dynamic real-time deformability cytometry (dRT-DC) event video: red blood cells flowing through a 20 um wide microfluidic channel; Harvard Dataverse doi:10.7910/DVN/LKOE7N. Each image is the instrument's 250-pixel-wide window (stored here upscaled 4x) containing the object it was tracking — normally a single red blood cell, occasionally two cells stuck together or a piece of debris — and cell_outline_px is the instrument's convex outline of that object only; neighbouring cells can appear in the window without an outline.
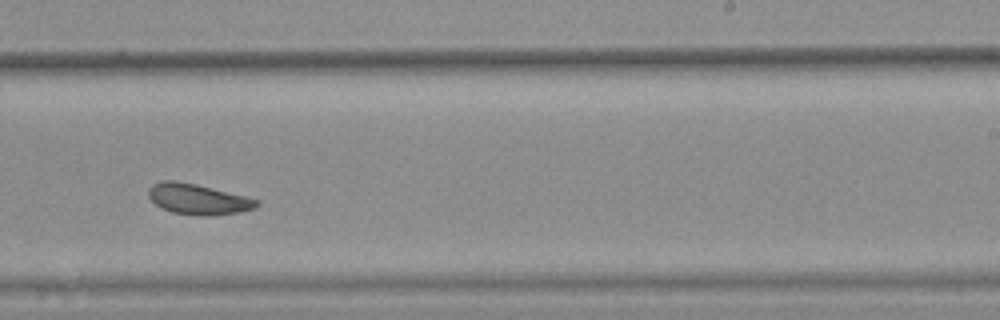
{"species": "common noctule bat (a hibernating species)", "species_latin": "Nyctalus noctula", "temperature_condition": "warm", "stored_images_in_passage": 39, "camera_frame_rate_fps": 3000, "um_per_image_px": 0.085, "animal": {"sex": "female", "body_mass_g": 25.1}, "frame": {"image": 1, "passage_image": 28, "time_ms": 9.0, "image_size_px": [1000, 320], "cell_outline_px": [[260, 204], [256, 208], [240, 212], [212, 216], [204, 216], [172, 212], [160, 208], [148, 196], [148, 188], [152, 184], [160, 180], [176, 180], [196, 184], [260, 200]], "centroid_in_image_um": [16.82, 16.93], "position_along_channel_um": 272.2, "area_um2": 19.42}}
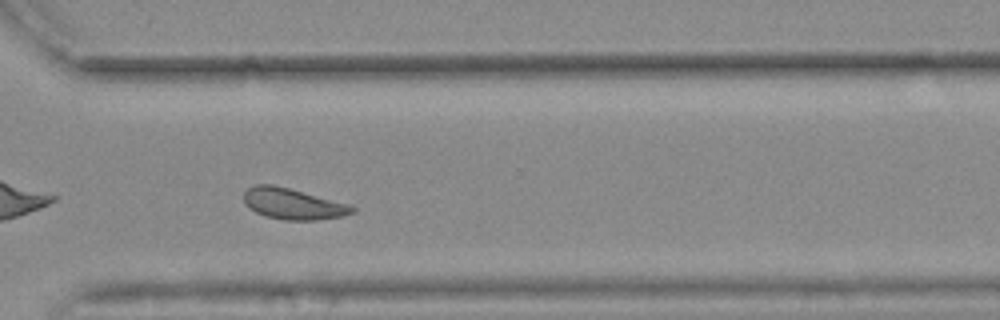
{"frame": {"image": 2, "passage_image": 34, "time_ms": 11.0, "image_size_px": [1000, 320], "cell_outline_px": [[356, 212], [344, 216], [316, 220], [284, 220], [264, 216], [256, 212], [244, 200], [244, 192], [248, 188], [256, 184], [272, 184], [288, 188], [348, 204], [356, 208]], "centroid_in_image_um": [24.92, 17.34], "position_along_channel_um": 345.7, "area_um2": 19.36}, "authors_computed_cell_mechanics": {"area_um2": 19.7098, "velocity_mm_per_s": 3.646, "shape_relaxation_time_tau1_ms": null, "shape_relaxation_time_tau2_ms": 2.185, "deformation_change_tau1": null, "deformation_change_tau2": 0.0793}}